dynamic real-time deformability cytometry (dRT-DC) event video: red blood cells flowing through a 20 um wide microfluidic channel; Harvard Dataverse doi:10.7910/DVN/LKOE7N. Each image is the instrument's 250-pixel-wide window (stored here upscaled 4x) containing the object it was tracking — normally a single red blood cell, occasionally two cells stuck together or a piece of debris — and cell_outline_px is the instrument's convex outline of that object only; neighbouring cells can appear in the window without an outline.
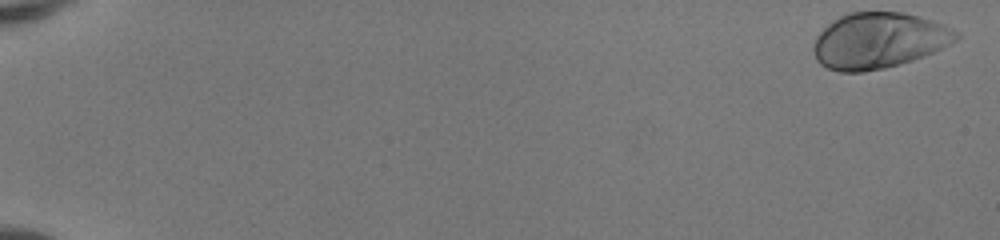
{"species": "human", "species_latin": "Homo sapiens", "temperature_condition": "room temperature", "stored_images_in_passage": 51, "camera_frame_rate_fps": 3000, "um_per_image_px": 0.085, "donor": {"sex": "female"}, "frame": {"image": 1, "passage_image": 1, "time_ms": 0.0, "image_size_px": [1000, 240], "cell_outline_px": [[960, 36], [956, 40], [924, 56], [900, 64], [884, 68], [864, 72], [840, 72], [828, 68], [820, 64], [816, 60], [812, 48], [816, 36], [832, 20], [848, 12], [904, 12], [920, 16], [944, 24], [960, 32]], "centroid_in_image_um": [74.68, 3.44], "position_along_channel_um": 10.3, "area_um2": 46.59}}
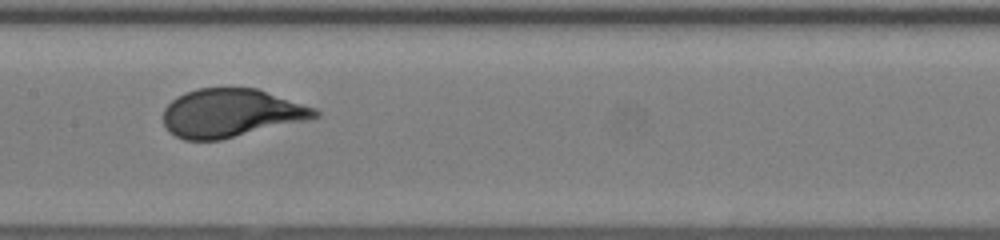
{"frame": {"image": 2, "passage_image": 28, "time_ms": 9.0, "image_size_px": [1000, 240], "cell_outline_px": [[320, 116], [304, 120], [220, 140], [184, 140], [168, 132], [164, 124], [164, 108], [176, 96], [184, 92], [200, 88], [256, 88], [316, 108], [320, 112]], "centroid_in_image_um": [19.59, 9.6], "position_along_channel_um": 187.8, "area_um2": 42.43}}
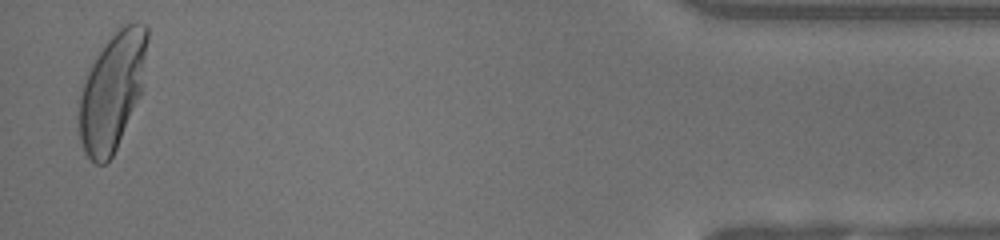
{"frame": {"image": 3, "passage_image": 50, "time_ms": 16.333, "image_size_px": [1000, 240], "cell_outline_px": [[148, 40], [140, 92], [116, 148], [112, 156], [104, 164], [96, 164], [84, 152], [80, 140], [80, 92], [84, 80], [92, 64], [104, 44], [112, 32], [124, 24], [136, 20], [144, 24], [148, 28]], "centroid_in_image_um": [9.53, 7.69], "position_along_channel_um": 425.7, "area_um2": 45.78}, "authors_computed_cell_mechanics": {"area_um2": 43.5234, "velocity_mm_per_s": 4.1478, "shape_relaxation_time_tau1_ms": 3.1424, "shape_relaxation_time_tau2_ms": null, "deformation_change_tau1": 0.1934, "deformation_change_tau2": null}}